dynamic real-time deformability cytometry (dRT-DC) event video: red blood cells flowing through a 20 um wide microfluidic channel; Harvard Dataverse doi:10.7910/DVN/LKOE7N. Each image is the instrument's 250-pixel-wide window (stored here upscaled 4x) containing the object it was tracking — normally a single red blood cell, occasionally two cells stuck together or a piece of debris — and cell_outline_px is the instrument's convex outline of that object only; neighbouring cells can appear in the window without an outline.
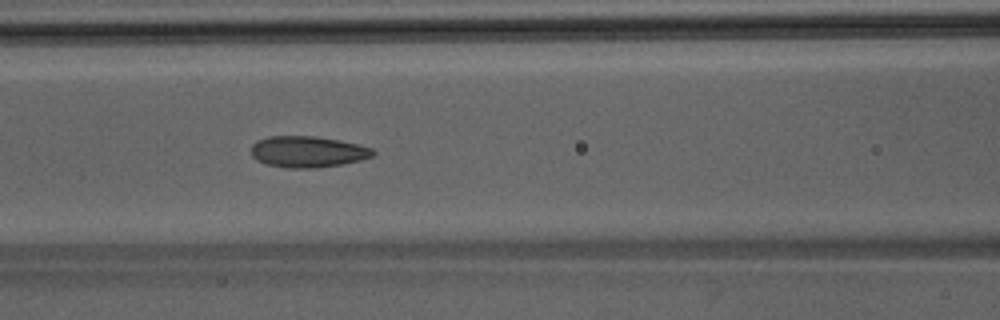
{"species": "Egyptian fruit bat (a non-hibernating species)", "species_latin": "Rousettus aegyptiacus", "temperature_condition": "room temperature", "stored_images_in_passage": 44, "camera_frame_rate_fps": 3000, "um_per_image_px": 0.085, "animal": {"sex": "male"}, "frame": {"image": 1, "passage_image": 15, "time_ms": 4.667, "image_size_px": [1000, 320], "cell_outline_px": [[376, 152], [372, 156], [360, 160], [340, 164], [316, 168], [288, 168], [268, 164], [256, 160], [252, 156], [252, 144], [256, 140], [268, 136], [316, 136], [340, 140], [372, 148]], "centroid_in_image_um": [26.13, 12.89], "position_along_channel_um": 140.5, "area_um2": 22.14}}
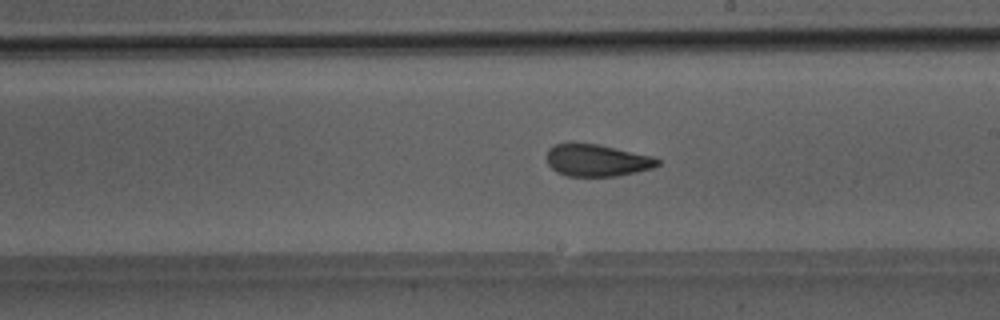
{"frame": {"image": 2, "passage_image": 22, "time_ms": 7.0, "image_size_px": [1000, 320], "cell_outline_px": [[660, 164], [652, 168], [636, 172], [616, 176], [568, 176], [556, 172], [548, 164], [548, 148], [556, 144], [572, 140], [596, 144], [652, 156], [660, 160]], "centroid_in_image_um": [50.7, 13.6], "position_along_channel_um": 238.3, "area_um2": 20.92}}
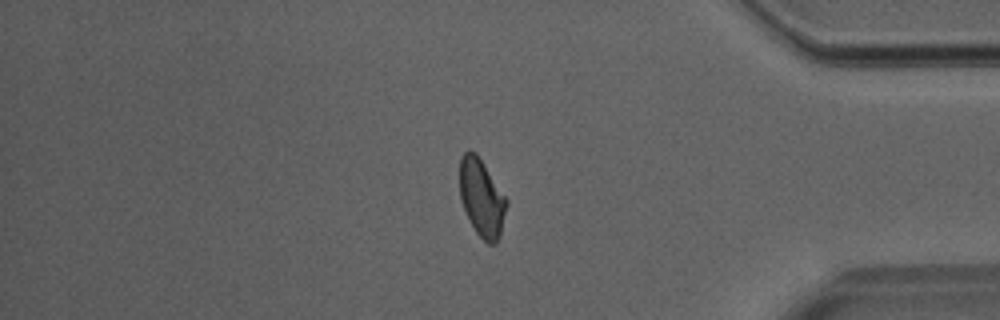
{"frame": {"image": 3, "passage_image": 35, "time_ms": 11.333, "image_size_px": [1000, 320], "cell_outline_px": [[508, 204], [500, 236], [496, 244], [488, 244], [476, 232], [464, 208], [460, 196], [460, 156], [468, 148], [476, 152], [508, 200]], "centroid_in_image_um": [40.96, 16.79], "position_along_channel_um": 394.2, "area_um2": 21.15}}